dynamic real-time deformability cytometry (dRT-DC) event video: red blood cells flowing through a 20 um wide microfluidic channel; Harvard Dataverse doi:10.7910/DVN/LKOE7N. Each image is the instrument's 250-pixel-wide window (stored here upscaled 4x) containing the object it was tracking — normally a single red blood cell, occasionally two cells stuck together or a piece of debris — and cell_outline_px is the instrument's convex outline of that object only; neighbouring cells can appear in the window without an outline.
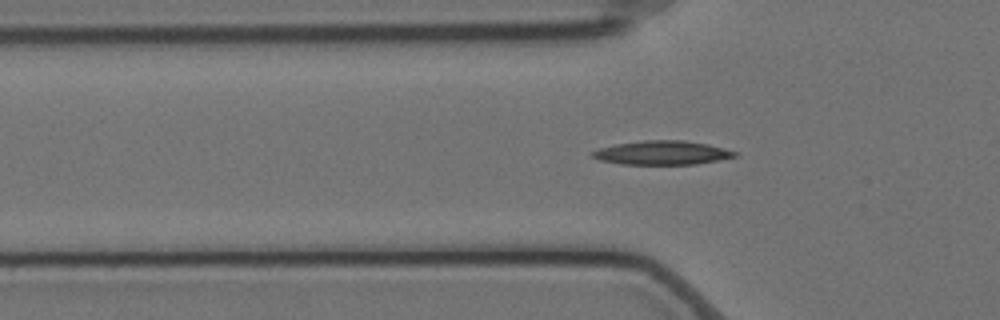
{"species": "Egyptian fruit bat (a non-hibernating species)", "species_latin": "Rousettus aegyptiacus", "temperature_condition": "cold", "stored_images_in_passage": 58, "camera_frame_rate_fps": 3000, "um_per_image_px": 0.085, "animal": {"sex": "female"}, "frame": {"image": 1, "passage_image": 18, "time_ms": 5.667, "image_size_px": [1000, 320], "cell_outline_px": [[740, 156], [696, 164], [620, 164], [600, 160], [592, 156], [588, 152], [600, 148], [616, 144], [644, 140], [684, 140], [708, 144], [724, 148], [736, 152]], "centroid_in_image_um": [56.28, 12.98], "position_along_channel_um": 69.5, "area_um2": 19.88}}
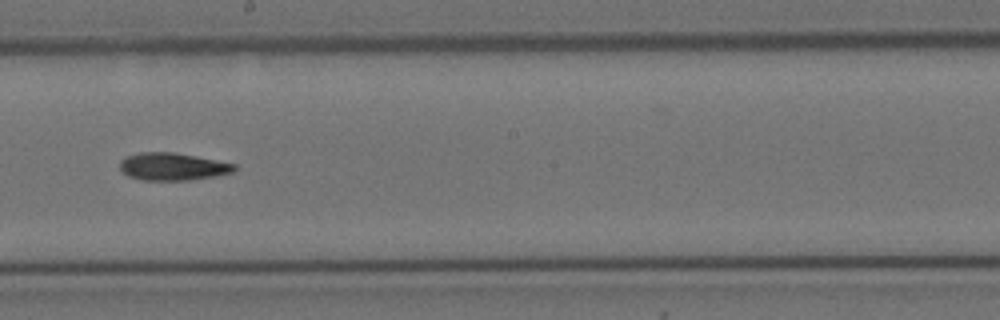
{"frame": {"image": 2, "passage_image": 32, "time_ms": 10.333, "image_size_px": [1000, 320], "cell_outline_px": [[236, 168], [232, 172], [216, 176], [188, 180], [144, 180], [128, 176], [120, 168], [120, 160], [128, 156], [140, 152], [172, 152], [196, 156], [236, 164]], "centroid_in_image_um": [14.68, 14.16], "position_along_channel_um": 233.5, "area_um2": 18.21}}
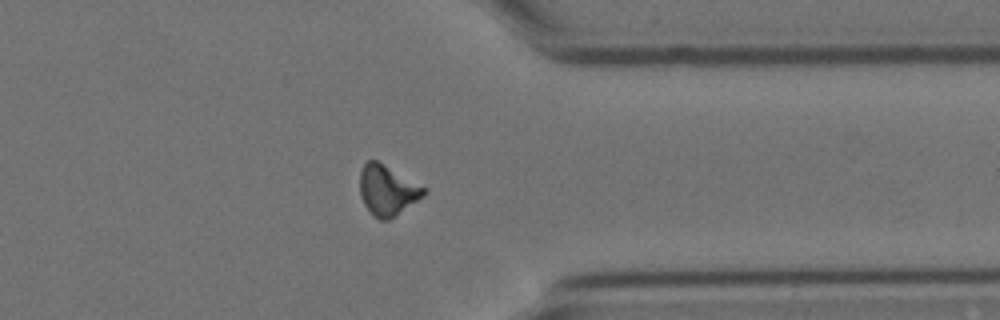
{"frame": {"image": 3, "passage_image": 45, "time_ms": 14.667, "image_size_px": [1000, 320], "cell_outline_px": [[428, 192], [424, 196], [388, 220], [380, 220], [364, 204], [360, 196], [360, 172], [364, 164], [368, 160], [376, 160], [428, 188]], "centroid_in_image_um": [32.95, 16.15], "position_along_channel_um": 378.4, "area_um2": 18.55}}